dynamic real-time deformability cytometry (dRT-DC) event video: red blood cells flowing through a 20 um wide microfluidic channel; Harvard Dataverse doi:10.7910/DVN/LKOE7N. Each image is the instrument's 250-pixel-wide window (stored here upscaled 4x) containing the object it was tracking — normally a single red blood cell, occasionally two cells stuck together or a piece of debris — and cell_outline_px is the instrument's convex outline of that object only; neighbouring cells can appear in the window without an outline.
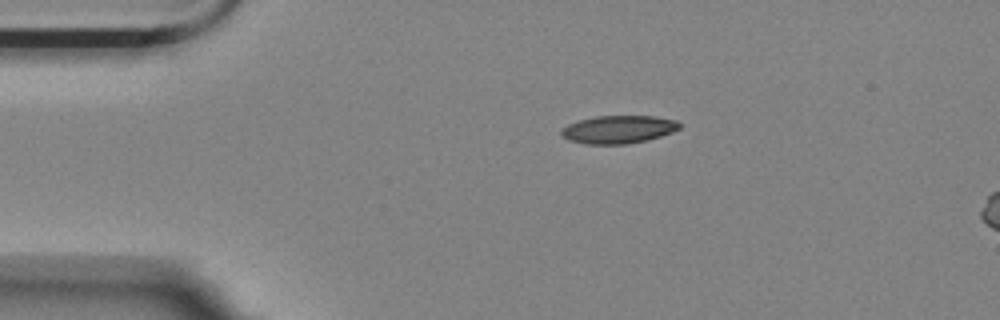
{"species": "Egyptian fruit bat (a non-hibernating species)", "species_latin": "Rousettus aegyptiacus", "temperature_condition": "room temperature", "stored_images_in_passage": 3, "segment_of_instrument_passage": [1, 2], "camera_frame_rate_fps": 3000, "um_per_image_px": 0.085, "animal": {"sex": "female"}, "frame": {"image": 1, "passage_image": 1, "time_ms": 0.0, "image_size_px": [1000, 320], "cell_outline_px": [[680, 128], [672, 132], [648, 140], [628, 144], [584, 144], [568, 140], [560, 132], [568, 124], [580, 120], [596, 116], [656, 116], [676, 120], [680, 124]], "centroid_in_image_um": [52.59, 11.0], "position_along_channel_um": 32.4, "area_um2": 19.19}}